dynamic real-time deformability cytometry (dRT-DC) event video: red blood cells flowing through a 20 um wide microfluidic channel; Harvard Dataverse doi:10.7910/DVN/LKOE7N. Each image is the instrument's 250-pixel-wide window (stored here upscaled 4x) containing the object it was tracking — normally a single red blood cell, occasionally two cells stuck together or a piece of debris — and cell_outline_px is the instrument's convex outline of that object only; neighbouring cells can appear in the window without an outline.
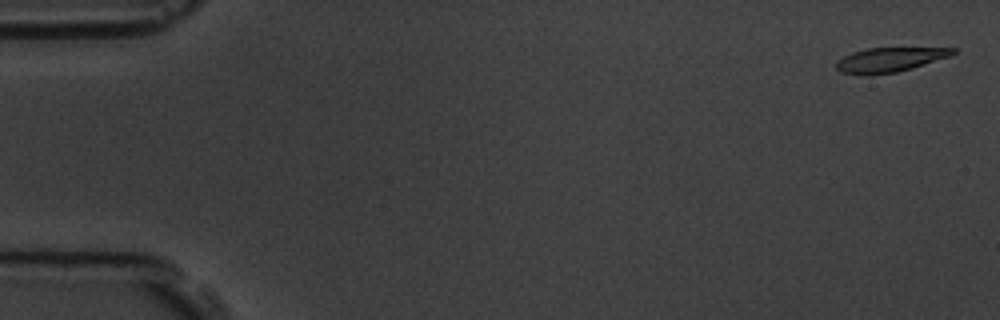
{"species": "common noctule bat (a hibernating species)", "species_latin": "Nyctalus noctula", "temperature_condition": "room temperature", "stored_images_in_passage": 58, "camera_frame_rate_fps": 3000, "um_per_image_px": 0.085, "animal": {"sex": "male", "body_mass_g": 19.5, "forearm_length_mm": 54.6}, "frame": {"image": 1, "passage_image": 2, "time_ms": 0.333, "image_size_px": [1000, 320], "cell_outline_px": [[956, 52], [952, 56], [912, 68], [896, 72], [872, 76], [868, 76], [840, 72], [836, 68], [836, 60], [852, 52], [868, 48], [956, 48]], "centroid_in_image_um": [75.6, 5.09], "position_along_channel_um": 9.4, "area_um2": 16.82}}
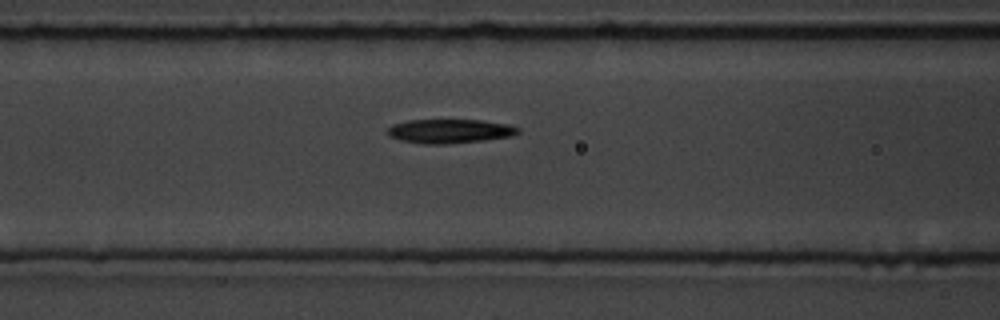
{"frame": {"image": 2, "passage_image": 24, "time_ms": 7.667, "image_size_px": [1000, 320], "cell_outline_px": [[520, 132], [512, 136], [484, 140], [448, 144], [420, 144], [400, 140], [388, 136], [388, 128], [392, 124], [408, 120], [480, 120], [508, 124], [520, 128]], "centroid_in_image_um": [38.22, 11.15], "position_along_channel_um": 128.4, "area_um2": 18.44}}
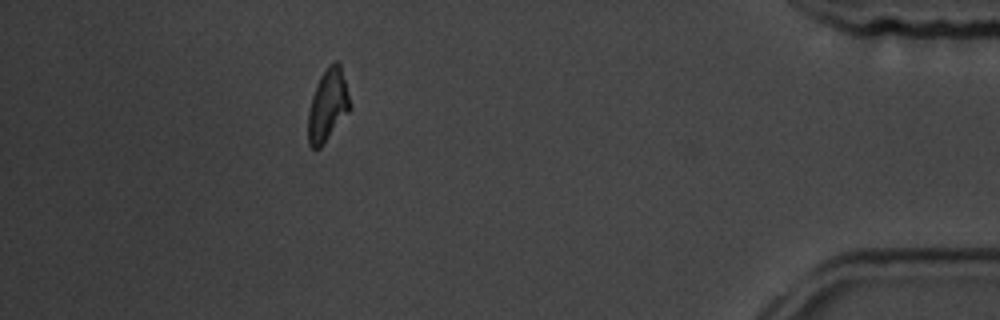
{"frame": {"image": 3, "passage_image": 52, "time_ms": 17.0, "image_size_px": [1000, 320], "cell_outline_px": [[352, 108], [320, 148], [312, 148], [308, 144], [308, 112], [312, 96], [316, 84], [320, 76], [328, 64], [332, 60], [336, 60], [340, 64], [352, 104]], "centroid_in_image_um": [27.87, 8.92], "position_along_channel_um": 407.3, "area_um2": 17.8}, "authors_computed_cell_mechanics": {"area_um2": 17.9758, "velocity_mm_per_s": 3.5483, "shape_relaxation_time_tau1_ms": 2.8388, "shape_relaxation_time_tau2_ms": 6.6803, "deformation_change_tau1": 0.1496, "deformation_change_tau2": 0.1611}}